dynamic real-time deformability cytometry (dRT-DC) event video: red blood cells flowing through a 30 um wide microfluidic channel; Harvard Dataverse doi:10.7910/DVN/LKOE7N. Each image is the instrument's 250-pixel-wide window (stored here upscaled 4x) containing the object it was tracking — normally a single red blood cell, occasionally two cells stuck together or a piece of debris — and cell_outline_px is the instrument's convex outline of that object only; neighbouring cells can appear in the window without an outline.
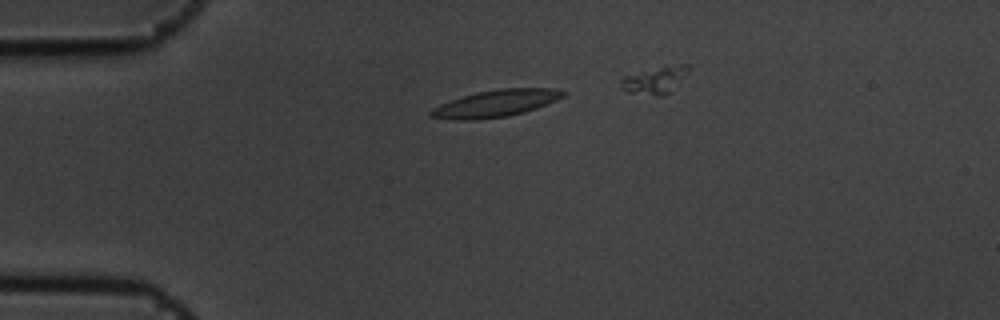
{"species": "common noctule bat (a hibernating species)", "species_latin": "Nyctalus noctula", "temperature_condition": "cold", "stored_images_in_passage": 5, "camera_frame_rate_fps": 3000, "um_per_image_px": 0.085, "animal": {"sex": "male", "body_mass_g": 19.5, "forearm_length_mm": 54.6}, "frame": {"image": 1, "passage_image": 2, "time_ms": 0.333, "image_size_px": [1000, 320], "cell_outline_px": [[568, 92], [564, 96], [556, 100], [536, 108], [524, 112], [508, 116], [476, 120], [456, 120], [428, 116], [428, 112], [432, 108], [440, 104], [476, 92], [500, 88], [552, 88]], "centroid_in_image_um": [42.13, 8.79], "position_along_channel_um": 42.9, "area_um2": 20.75}}
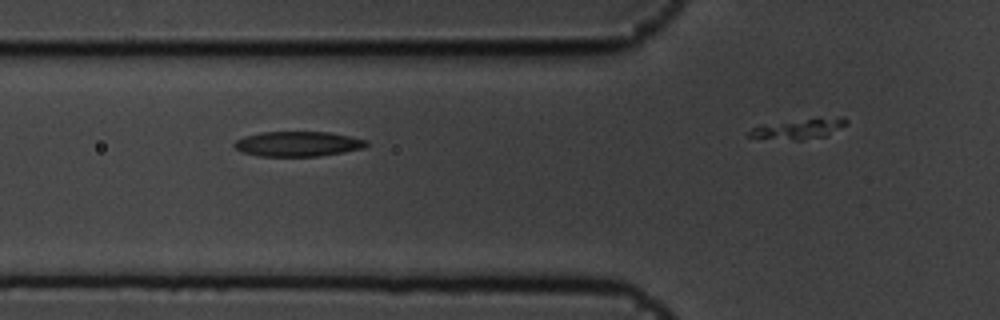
{"frame": {"image": 2, "passage_image": 4, "time_ms": 1.0, "image_size_px": [1000, 320], "cell_outline_px": [[368, 144], [364, 148], [344, 152], [320, 156], [260, 156], [244, 152], [236, 148], [232, 144], [236, 140], [244, 136], [260, 132], [328, 132], [368, 140]], "centroid_in_image_um": [25.33, 12.23], "position_along_channel_um": 100.5, "area_um2": 19.19}}